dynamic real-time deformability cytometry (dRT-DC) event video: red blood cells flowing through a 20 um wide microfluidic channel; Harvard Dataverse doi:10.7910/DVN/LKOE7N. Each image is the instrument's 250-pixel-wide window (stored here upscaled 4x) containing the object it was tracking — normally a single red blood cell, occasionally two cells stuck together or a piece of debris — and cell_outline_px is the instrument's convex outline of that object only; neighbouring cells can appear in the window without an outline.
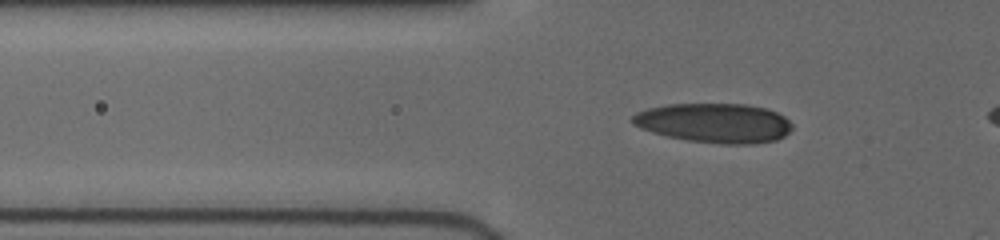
{"species": "human", "species_latin": "Homo sapiens", "temperature_condition": "cold", "stored_images_in_passage": 18, "camera_frame_rate_fps": 3000, "um_per_image_px": 0.085, "donor": {"sex": "female"}, "frame": {"image": 1, "passage_image": 4, "time_ms": 0.667, "image_size_px": [1000, 240], "cell_outline_px": [[792, 128], [784, 136], [776, 140], [752, 144], [724, 144], [688, 140], [668, 136], [652, 132], [640, 128], [632, 124], [632, 116], [636, 112], [648, 108], [668, 104], [748, 104], [768, 108], [784, 116], [792, 124]], "centroid_in_image_um": [60.73, 10.44], "position_along_channel_um": 65.1, "area_um2": 36.82}}
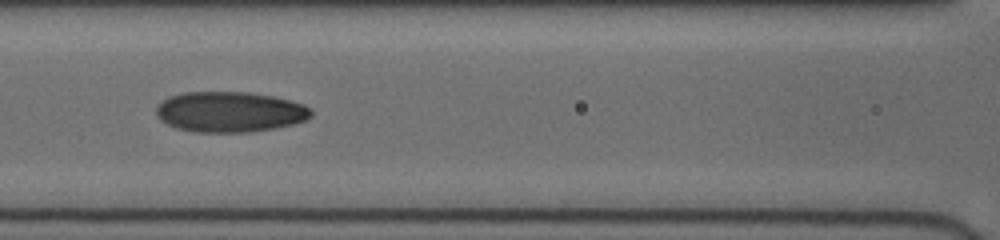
{"frame": {"image": 2, "passage_image": 13, "time_ms": 3.0, "image_size_px": [1000, 240], "cell_outline_px": [[312, 116], [304, 120], [292, 124], [272, 128], [248, 132], [192, 132], [176, 128], [160, 120], [156, 116], [156, 108], [168, 96], [184, 92], [248, 92], [272, 96], [304, 104], [312, 108]], "centroid_in_image_um": [19.51, 9.51], "position_along_channel_um": 147.1, "area_um2": 36.53}}
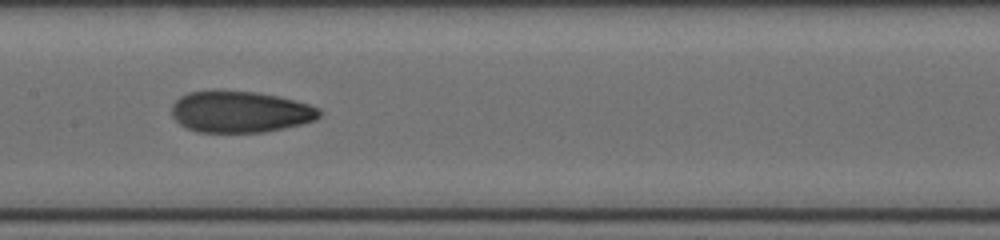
{"frame": {"image": 3, "passage_image": 17, "time_ms": 4.0, "image_size_px": [1000, 240], "cell_outline_px": [[324, 112], [316, 120], [284, 128], [264, 132], [200, 132], [188, 128], [180, 124], [172, 116], [172, 104], [180, 96], [188, 92], [216, 88], [256, 92], [276, 96], [308, 104], [320, 108]], "centroid_in_image_um": [20.39, 9.47], "position_along_channel_um": 187.0, "area_um2": 36.18}}